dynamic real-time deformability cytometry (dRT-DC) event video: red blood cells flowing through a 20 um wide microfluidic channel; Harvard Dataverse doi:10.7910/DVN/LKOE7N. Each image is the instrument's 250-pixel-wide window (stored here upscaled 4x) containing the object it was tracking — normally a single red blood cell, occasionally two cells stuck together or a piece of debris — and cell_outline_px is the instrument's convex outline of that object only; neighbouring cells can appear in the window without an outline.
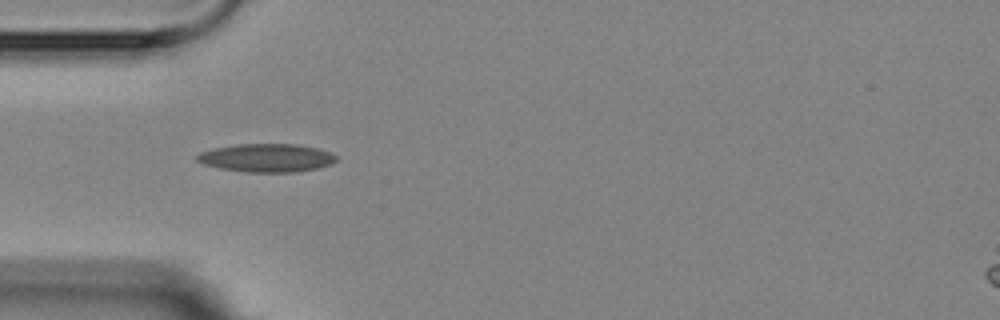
{"species": "Egyptian fruit bat (a non-hibernating species)", "species_latin": "Rousettus aegyptiacus", "temperature_condition": "room temperature", "stored_images_in_passage": 2, "camera_frame_rate_fps": 3000, "um_per_image_px": 0.085, "animal": {"sex": "female"}, "frame": {"image": 1, "passage_image": 1, "time_ms": 0.0, "image_size_px": [1000, 320], "cell_outline_px": [[336, 160], [332, 164], [316, 168], [296, 172], [244, 172], [220, 168], [204, 164], [196, 160], [196, 156], [200, 152], [212, 148], [236, 144], [296, 144], [316, 148], [328, 152], [336, 156]], "centroid_in_image_um": [22.62, 13.42], "position_along_channel_um": 62.4, "area_um2": 22.89}}
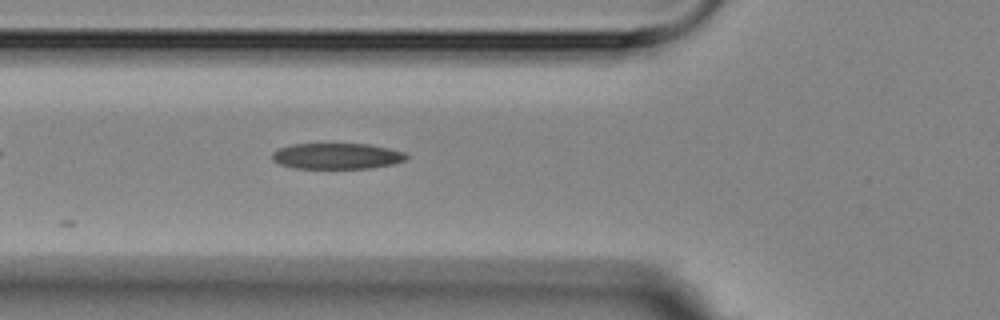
{"frame": {"image": 2, "passage_image": 2, "time_ms": 1.0, "image_size_px": [1000, 320], "cell_outline_px": [[408, 156], [404, 160], [392, 164], [372, 168], [292, 168], [280, 164], [272, 160], [272, 152], [280, 148], [292, 144], [368, 144], [388, 148], [404, 152]], "centroid_in_image_um": [28.61, 13.27], "position_along_channel_um": 97.2, "area_um2": 20.17}}